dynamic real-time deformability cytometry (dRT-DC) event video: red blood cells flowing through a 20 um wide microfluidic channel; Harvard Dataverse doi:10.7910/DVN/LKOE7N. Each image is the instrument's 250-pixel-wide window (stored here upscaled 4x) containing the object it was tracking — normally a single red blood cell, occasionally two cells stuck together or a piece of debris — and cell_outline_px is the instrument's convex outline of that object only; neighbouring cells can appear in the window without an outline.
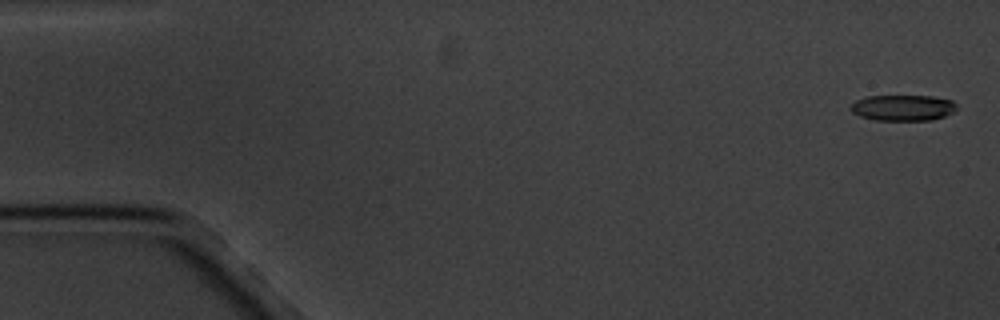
{"species": "common noctule bat (a hibernating species)", "species_latin": "Nyctalus noctula", "temperature_condition": "cold", "stored_images_in_passage": 5, "camera_frame_rate_fps": 3000, "um_per_image_px": 0.085, "animal": {"sex": "male", "body_mass_g": 20.1, "forearm_length_mm": 53.5}, "frame": {"image": 1, "passage_image": 1, "time_ms": 0.0, "image_size_px": [1000, 320], "cell_outline_px": [[956, 108], [952, 112], [944, 116], [932, 120], [876, 120], [860, 116], [852, 112], [848, 108], [856, 100], [868, 96], [932, 96], [952, 100], [956, 104]], "centroid_in_image_um": [76.73, 9.16], "position_along_channel_um": 8.3, "area_um2": 15.95}}
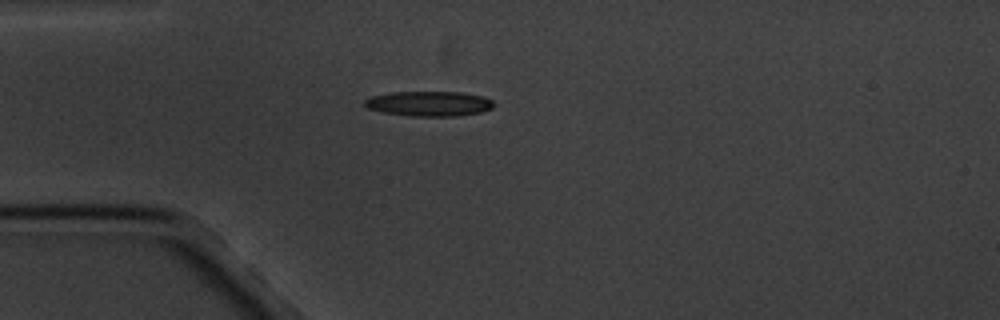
{"frame": {"image": 2, "passage_image": 5, "time_ms": 4.667, "image_size_px": [1000, 320], "cell_outline_px": [[496, 104], [492, 108], [480, 112], [456, 116], [412, 116], [380, 112], [368, 108], [364, 104], [364, 100], [368, 96], [392, 92], [460, 92], [484, 96], [492, 100]], "centroid_in_image_um": [36.45, 8.8], "position_along_channel_um": 48.5, "area_um2": 18.96}}